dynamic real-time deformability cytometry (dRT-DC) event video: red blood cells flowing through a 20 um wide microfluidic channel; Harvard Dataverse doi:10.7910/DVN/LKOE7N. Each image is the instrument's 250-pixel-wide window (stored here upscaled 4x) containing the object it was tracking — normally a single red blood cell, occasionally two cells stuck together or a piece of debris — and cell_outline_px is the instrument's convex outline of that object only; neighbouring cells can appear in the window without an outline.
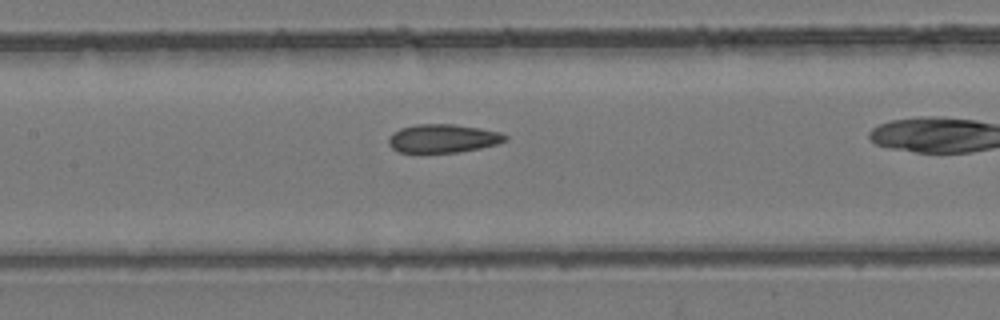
{"species": "common noctule bat (a hibernating species)", "species_latin": "Nyctalus noctula", "temperature_condition": "room temperature", "stored_images_in_passage": 31, "camera_frame_rate_fps": 3000, "um_per_image_px": 0.085, "animal": {"sex": "female", "body_mass_g": 24.6, "forearm_length_mm": 56.2}, "frame": {"image": 1, "passage_image": 18, "time_ms": 5.667, "image_size_px": [1000, 320], "cell_outline_px": [[508, 140], [496, 144], [480, 148], [456, 152], [420, 156], [396, 152], [388, 144], [388, 136], [392, 132], [400, 128], [416, 124], [452, 124], [480, 128], [500, 132], [508, 136]], "centroid_in_image_um": [37.55, 11.81], "position_along_channel_um": 169.8, "area_um2": 20.29}}